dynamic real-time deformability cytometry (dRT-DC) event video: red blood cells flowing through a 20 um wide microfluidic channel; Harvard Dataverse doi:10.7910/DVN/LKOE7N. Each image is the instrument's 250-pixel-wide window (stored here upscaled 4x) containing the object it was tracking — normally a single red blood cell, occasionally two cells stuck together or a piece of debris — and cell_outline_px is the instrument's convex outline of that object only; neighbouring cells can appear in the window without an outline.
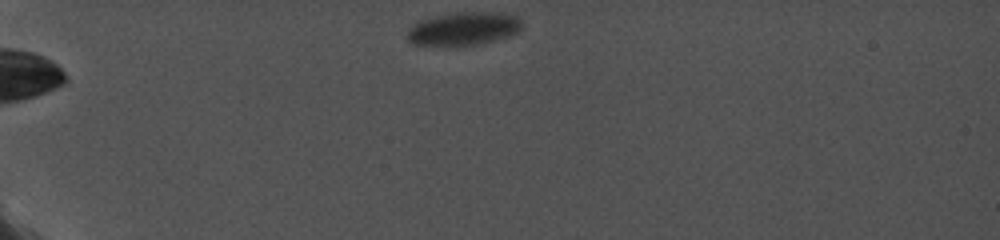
{"species": "common noctule bat (a hibernating species)", "species_latin": "Nyctalus noctula", "temperature_condition": "cold", "stored_images_in_passage": 34, "camera_frame_rate_fps": 5000, "um_per_image_px": 0.085, "animal": {"sex": "female", "body_mass_g": 19.0, "forearm_length_mm": 56.7}, "frame": {"image": 1, "passage_image": 1, "time_ms": 0.0, "image_size_px": [1000, 240], "cell_outline_px": [[524, 28], [508, 36], [480, 44], [412, 44], [408, 40], [408, 28], [412, 24], [420, 20], [432, 16], [456, 12], [496, 12], [516, 16], [520, 20]], "centroid_in_image_um": [39.4, 2.4], "position_along_channel_um": 45.6, "area_um2": 21.91}}
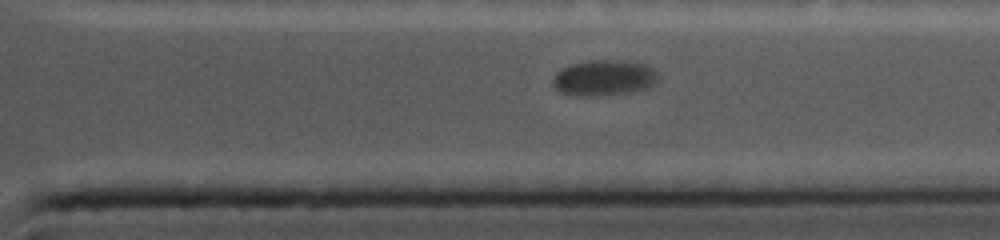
{"frame": {"image": 2, "passage_image": 28, "time_ms": 10.4, "image_size_px": [1000, 240], "cell_outline_px": [[660, 80], [656, 84], [648, 88], [632, 92], [596, 96], [576, 96], [560, 92], [552, 84], [552, 80], [556, 72], [560, 68], [572, 64], [592, 60], [624, 60], [644, 64], [660, 72]], "centroid_in_image_um": [51.39, 6.62], "position_along_channel_um": 360.0, "area_um2": 22.43}}
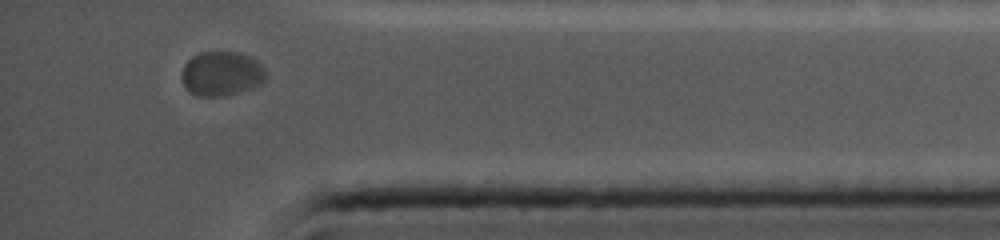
{"frame": {"image": 3, "passage_image": 32, "time_ms": 12.0, "image_size_px": [1000, 240], "cell_outline_px": [[268, 72], [264, 80], [260, 84], [252, 88], [224, 96], [196, 96], [188, 92], [184, 88], [180, 76], [184, 64], [192, 56], [200, 52], [240, 52], [256, 60]], "centroid_in_image_um": [18.8, 6.27], "position_along_channel_um": 416.4, "area_um2": 22.14}, "authors_computed_cell_mechanics": {"area_um2": 22.6576, "velocity_mm_per_s": 3.585, "shape_relaxation_time_tau1_ms": 0.3913, "shape_relaxation_time_tau2_ms": null, "deformation_change_tau1": 0.0625, "deformation_change_tau2": null}}